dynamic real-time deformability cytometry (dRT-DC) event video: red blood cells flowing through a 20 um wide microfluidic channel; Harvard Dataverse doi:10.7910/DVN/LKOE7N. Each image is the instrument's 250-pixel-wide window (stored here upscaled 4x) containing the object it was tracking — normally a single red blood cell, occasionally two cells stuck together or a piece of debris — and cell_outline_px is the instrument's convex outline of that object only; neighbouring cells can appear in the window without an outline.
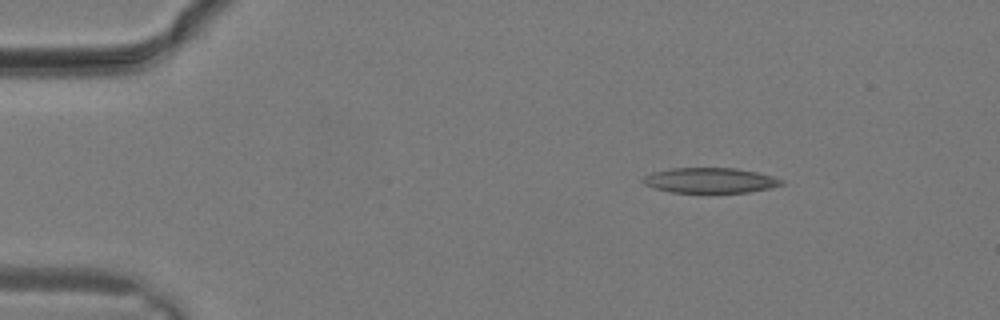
{"species": "common noctule bat (a hibernating species)", "species_latin": "Nyctalus noctula", "temperature_condition": "warm", "stored_images_in_passage": 11, "camera_frame_rate_fps": 3000, "um_per_image_px": 0.085, "animal": {"sex": "male", "body_mass_g": 19.2, "forearm_length_mm": 51.8}, "frame": {"image": 1, "passage_image": 4, "time_ms": 1.0, "image_size_px": [1000, 320], "cell_outline_px": [[784, 184], [772, 188], [748, 192], [672, 192], [656, 188], [644, 184], [640, 180], [644, 176], [652, 172], [672, 168], [736, 168], [756, 172], [772, 176], [784, 180]], "centroid_in_image_um": [60.37, 15.33], "position_along_channel_um": 24.6, "area_um2": 20.29}}